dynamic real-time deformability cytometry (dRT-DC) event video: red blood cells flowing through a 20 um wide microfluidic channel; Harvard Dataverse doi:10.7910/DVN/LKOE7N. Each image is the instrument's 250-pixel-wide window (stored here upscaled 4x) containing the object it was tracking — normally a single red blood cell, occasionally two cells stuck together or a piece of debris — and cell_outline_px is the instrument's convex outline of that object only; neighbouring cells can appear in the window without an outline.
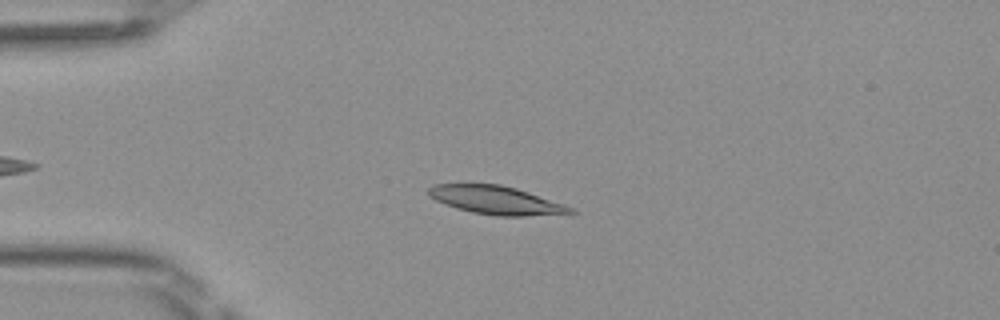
{"species": "Egyptian fruit bat (a non-hibernating species)", "species_latin": "Rousettus aegyptiacus", "temperature_condition": "room temperature", "stored_images_in_passage": 42, "camera_frame_rate_fps": 3000, "um_per_image_px": 0.085, "frame": {"image": 1, "passage_image": 9, "time_ms": 2.667, "image_size_px": [1000, 320], "cell_outline_px": [[576, 212], [524, 216], [496, 216], [472, 212], [456, 208], [444, 204], [428, 196], [428, 188], [432, 184], [500, 184], [516, 188], [564, 204], [572, 208]], "centroid_in_image_um": [42.1, 17.01], "position_along_channel_um": 42.9, "area_um2": 23.24}}
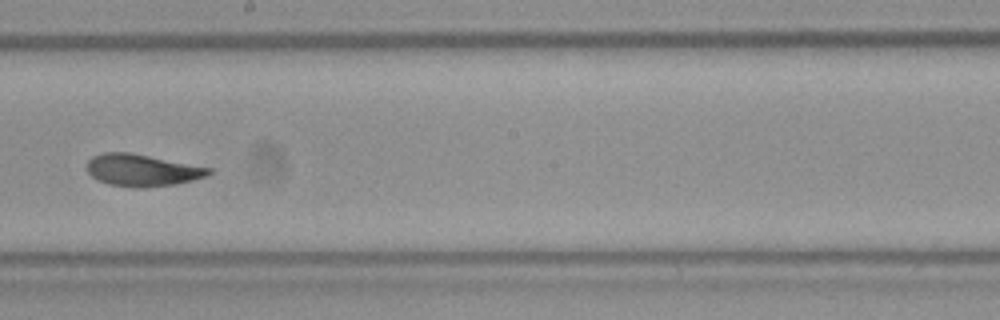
{"frame": {"image": 2, "passage_image": 25, "time_ms": 8.0, "image_size_px": [1000, 320], "cell_outline_px": [[212, 172], [208, 176], [176, 184], [144, 188], [132, 188], [108, 184], [92, 176], [88, 172], [88, 160], [92, 156], [104, 152], [128, 152], [212, 168]], "centroid_in_image_um": [12.09, 14.48], "position_along_channel_um": 236.1, "area_um2": 22.66}}
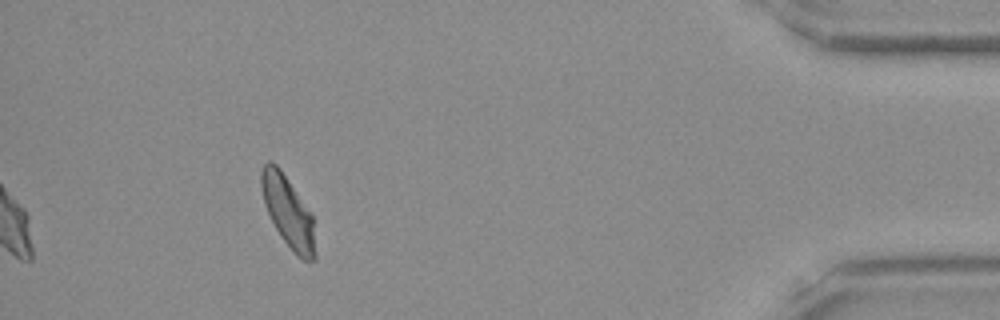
{"frame": {"image": 3, "passage_image": 42, "time_ms": 13.667, "image_size_px": [1000, 320], "cell_outline_px": [[316, 260], [300, 260], [296, 256], [280, 236], [264, 204], [260, 184], [260, 172], [264, 164], [268, 160], [272, 160], [280, 168], [312, 212], [316, 256]], "centroid_in_image_um": [24.49, 17.99], "position_along_channel_um": 410.7, "area_um2": 22.66}, "authors_computed_cell_mechanics": {"area_um2": 22.7732, "velocity_mm_per_s": 4.0875, "shape_relaxation_time_tau1_ms": 3.8339, "shape_relaxation_time_tau2_ms": 1.947, "deformation_change_tau1": 0.1286, "deformation_change_tau2": 0.0639}}